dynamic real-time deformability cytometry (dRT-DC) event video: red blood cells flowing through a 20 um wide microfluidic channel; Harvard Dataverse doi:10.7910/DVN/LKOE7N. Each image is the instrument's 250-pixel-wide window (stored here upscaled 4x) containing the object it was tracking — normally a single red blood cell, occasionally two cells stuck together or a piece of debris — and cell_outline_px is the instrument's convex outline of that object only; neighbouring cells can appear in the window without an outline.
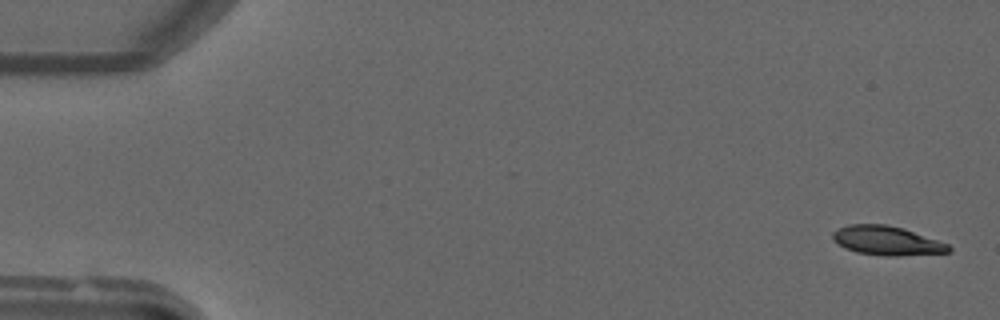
{"species": "common noctule bat (a hibernating species)", "species_latin": "Nyctalus noctula", "temperature_condition": "warm", "stored_images_in_passage": 50, "camera_frame_rate_fps": 3000, "um_per_image_px": 0.085, "animal": {"sex": "male", "forearm_length_mm": 52.5}, "frame": {"image": 1, "passage_image": 2, "time_ms": 0.333, "image_size_px": [1000, 320], "cell_outline_px": [[952, 252], [900, 256], [884, 256], [856, 252], [844, 248], [832, 240], [832, 232], [848, 224], [884, 224], [904, 228], [948, 244], [952, 248]], "centroid_in_image_um": [75.38, 20.46], "position_along_channel_um": 9.6, "area_um2": 19.83}}
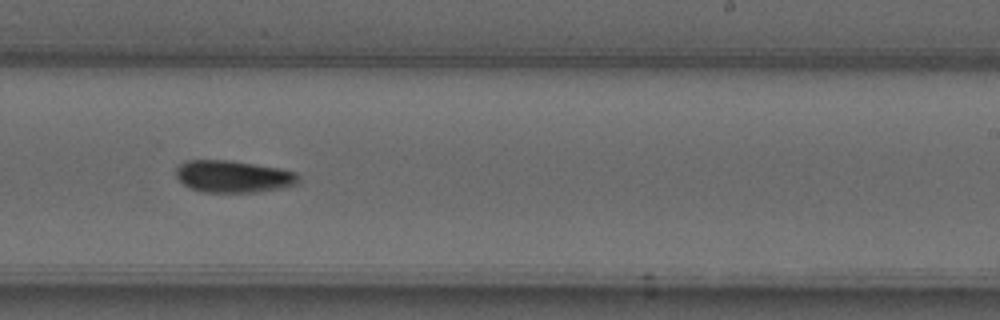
{"frame": {"image": 2, "passage_image": 31, "time_ms": 10.0, "image_size_px": [1000, 320], "cell_outline_px": [[300, 180], [296, 184], [280, 188], [256, 192], [200, 192], [184, 184], [176, 176], [176, 168], [180, 164], [188, 160], [232, 160], [280, 168], [296, 172], [300, 176]], "centroid_in_image_um": [19.85, 14.99], "position_along_channel_um": 269.2, "area_um2": 22.95}}
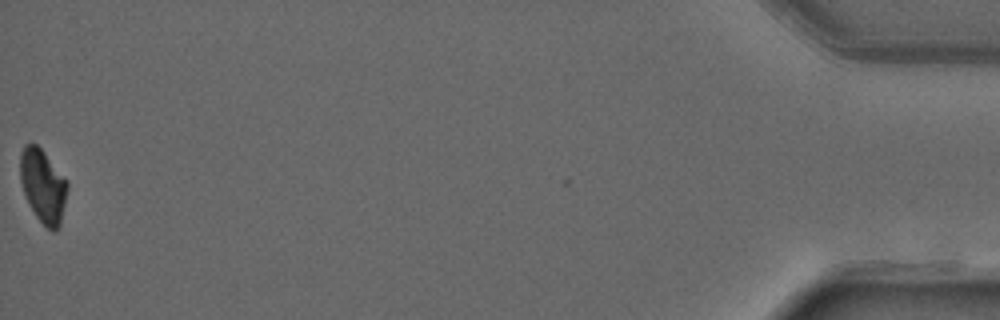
{"frame": {"image": 3, "passage_image": 50, "time_ms": 16.333, "image_size_px": [1000, 320], "cell_outline_px": [[68, 188], [60, 224], [56, 232], [52, 232], [36, 216], [28, 204], [20, 180], [20, 152], [24, 144], [36, 144], [44, 152], [68, 180]], "centroid_in_image_um": [3.66, 15.79], "position_along_channel_um": 431.5, "area_um2": 20.23}}